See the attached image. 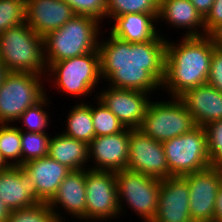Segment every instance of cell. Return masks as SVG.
Listing matches in <instances>:
<instances>
[{"instance_id":"cell-33","label":"cell","mask_w":222,"mask_h":222,"mask_svg":"<svg viewBox=\"0 0 222 222\" xmlns=\"http://www.w3.org/2000/svg\"><path fill=\"white\" fill-rule=\"evenodd\" d=\"M76 15L92 17L99 22L106 18V0H64Z\"/></svg>"},{"instance_id":"cell-32","label":"cell","mask_w":222,"mask_h":222,"mask_svg":"<svg viewBox=\"0 0 222 222\" xmlns=\"http://www.w3.org/2000/svg\"><path fill=\"white\" fill-rule=\"evenodd\" d=\"M205 129L211 167L222 168V120L209 123Z\"/></svg>"},{"instance_id":"cell-31","label":"cell","mask_w":222,"mask_h":222,"mask_svg":"<svg viewBox=\"0 0 222 222\" xmlns=\"http://www.w3.org/2000/svg\"><path fill=\"white\" fill-rule=\"evenodd\" d=\"M5 222H58L48 203H37L34 206L13 210Z\"/></svg>"},{"instance_id":"cell-8","label":"cell","mask_w":222,"mask_h":222,"mask_svg":"<svg viewBox=\"0 0 222 222\" xmlns=\"http://www.w3.org/2000/svg\"><path fill=\"white\" fill-rule=\"evenodd\" d=\"M196 127L192 115L182 100L179 97H172L167 101H150L140 130L163 143Z\"/></svg>"},{"instance_id":"cell-5","label":"cell","mask_w":222,"mask_h":222,"mask_svg":"<svg viewBox=\"0 0 222 222\" xmlns=\"http://www.w3.org/2000/svg\"><path fill=\"white\" fill-rule=\"evenodd\" d=\"M46 80L53 81L57 90L73 97H87L101 82L99 51L53 62L46 73ZM49 77V78H48ZM52 80V81H51Z\"/></svg>"},{"instance_id":"cell-36","label":"cell","mask_w":222,"mask_h":222,"mask_svg":"<svg viewBox=\"0 0 222 222\" xmlns=\"http://www.w3.org/2000/svg\"><path fill=\"white\" fill-rule=\"evenodd\" d=\"M215 0H190L195 9L201 14L203 18L211 10Z\"/></svg>"},{"instance_id":"cell-23","label":"cell","mask_w":222,"mask_h":222,"mask_svg":"<svg viewBox=\"0 0 222 222\" xmlns=\"http://www.w3.org/2000/svg\"><path fill=\"white\" fill-rule=\"evenodd\" d=\"M48 156L71 171L89 169L85 166L90 161L88 144L62 132L50 138Z\"/></svg>"},{"instance_id":"cell-4","label":"cell","mask_w":222,"mask_h":222,"mask_svg":"<svg viewBox=\"0 0 222 222\" xmlns=\"http://www.w3.org/2000/svg\"><path fill=\"white\" fill-rule=\"evenodd\" d=\"M0 61L8 72H27L46 76L44 38L27 23L0 34Z\"/></svg>"},{"instance_id":"cell-38","label":"cell","mask_w":222,"mask_h":222,"mask_svg":"<svg viewBox=\"0 0 222 222\" xmlns=\"http://www.w3.org/2000/svg\"><path fill=\"white\" fill-rule=\"evenodd\" d=\"M214 222H222V184L217 193Z\"/></svg>"},{"instance_id":"cell-3","label":"cell","mask_w":222,"mask_h":222,"mask_svg":"<svg viewBox=\"0 0 222 222\" xmlns=\"http://www.w3.org/2000/svg\"><path fill=\"white\" fill-rule=\"evenodd\" d=\"M101 23L89 16L75 15L61 28L43 37L47 68L53 62L99 51Z\"/></svg>"},{"instance_id":"cell-20","label":"cell","mask_w":222,"mask_h":222,"mask_svg":"<svg viewBox=\"0 0 222 222\" xmlns=\"http://www.w3.org/2000/svg\"><path fill=\"white\" fill-rule=\"evenodd\" d=\"M21 167L34 181L38 196L48 203L71 170L49 156L27 161Z\"/></svg>"},{"instance_id":"cell-18","label":"cell","mask_w":222,"mask_h":222,"mask_svg":"<svg viewBox=\"0 0 222 222\" xmlns=\"http://www.w3.org/2000/svg\"><path fill=\"white\" fill-rule=\"evenodd\" d=\"M75 15L71 6L64 0L26 2V23L41 37L58 30Z\"/></svg>"},{"instance_id":"cell-29","label":"cell","mask_w":222,"mask_h":222,"mask_svg":"<svg viewBox=\"0 0 222 222\" xmlns=\"http://www.w3.org/2000/svg\"><path fill=\"white\" fill-rule=\"evenodd\" d=\"M50 137L48 133L21 131V165L48 156Z\"/></svg>"},{"instance_id":"cell-27","label":"cell","mask_w":222,"mask_h":222,"mask_svg":"<svg viewBox=\"0 0 222 222\" xmlns=\"http://www.w3.org/2000/svg\"><path fill=\"white\" fill-rule=\"evenodd\" d=\"M13 124H0V152L11 166H21V131Z\"/></svg>"},{"instance_id":"cell-9","label":"cell","mask_w":222,"mask_h":222,"mask_svg":"<svg viewBox=\"0 0 222 222\" xmlns=\"http://www.w3.org/2000/svg\"><path fill=\"white\" fill-rule=\"evenodd\" d=\"M163 149L172 176H183L211 166L205 127L197 126L188 133L164 141Z\"/></svg>"},{"instance_id":"cell-28","label":"cell","mask_w":222,"mask_h":222,"mask_svg":"<svg viewBox=\"0 0 222 222\" xmlns=\"http://www.w3.org/2000/svg\"><path fill=\"white\" fill-rule=\"evenodd\" d=\"M98 104H91L93 126L96 136H108L124 131L126 128L118 118L96 97Z\"/></svg>"},{"instance_id":"cell-30","label":"cell","mask_w":222,"mask_h":222,"mask_svg":"<svg viewBox=\"0 0 222 222\" xmlns=\"http://www.w3.org/2000/svg\"><path fill=\"white\" fill-rule=\"evenodd\" d=\"M26 22V2L0 0V34Z\"/></svg>"},{"instance_id":"cell-14","label":"cell","mask_w":222,"mask_h":222,"mask_svg":"<svg viewBox=\"0 0 222 222\" xmlns=\"http://www.w3.org/2000/svg\"><path fill=\"white\" fill-rule=\"evenodd\" d=\"M130 129L108 135L96 136L89 144L90 170L117 172L127 169ZM96 164V165H95Z\"/></svg>"},{"instance_id":"cell-11","label":"cell","mask_w":222,"mask_h":222,"mask_svg":"<svg viewBox=\"0 0 222 222\" xmlns=\"http://www.w3.org/2000/svg\"><path fill=\"white\" fill-rule=\"evenodd\" d=\"M189 185V208L193 222H214L216 198L222 184V168L205 170L182 176Z\"/></svg>"},{"instance_id":"cell-37","label":"cell","mask_w":222,"mask_h":222,"mask_svg":"<svg viewBox=\"0 0 222 222\" xmlns=\"http://www.w3.org/2000/svg\"><path fill=\"white\" fill-rule=\"evenodd\" d=\"M207 36L216 49L222 50V24L216 26Z\"/></svg>"},{"instance_id":"cell-13","label":"cell","mask_w":222,"mask_h":222,"mask_svg":"<svg viewBox=\"0 0 222 222\" xmlns=\"http://www.w3.org/2000/svg\"><path fill=\"white\" fill-rule=\"evenodd\" d=\"M96 97L118 118L125 128L140 129L151 94L141 91L117 89L106 84ZM98 95V96H97ZM151 98V99H150Z\"/></svg>"},{"instance_id":"cell-10","label":"cell","mask_w":222,"mask_h":222,"mask_svg":"<svg viewBox=\"0 0 222 222\" xmlns=\"http://www.w3.org/2000/svg\"><path fill=\"white\" fill-rule=\"evenodd\" d=\"M85 189L87 222L120 218L115 172L85 169Z\"/></svg>"},{"instance_id":"cell-12","label":"cell","mask_w":222,"mask_h":222,"mask_svg":"<svg viewBox=\"0 0 222 222\" xmlns=\"http://www.w3.org/2000/svg\"><path fill=\"white\" fill-rule=\"evenodd\" d=\"M127 169L160 180L173 177L169 172L163 143L140 129H130Z\"/></svg>"},{"instance_id":"cell-2","label":"cell","mask_w":222,"mask_h":222,"mask_svg":"<svg viewBox=\"0 0 222 222\" xmlns=\"http://www.w3.org/2000/svg\"><path fill=\"white\" fill-rule=\"evenodd\" d=\"M166 41L165 75L161 90L179 97L187 89L208 83L211 58L216 49L208 36ZM178 43V44H177Z\"/></svg>"},{"instance_id":"cell-39","label":"cell","mask_w":222,"mask_h":222,"mask_svg":"<svg viewBox=\"0 0 222 222\" xmlns=\"http://www.w3.org/2000/svg\"><path fill=\"white\" fill-rule=\"evenodd\" d=\"M10 212L5 203L0 199V222H5Z\"/></svg>"},{"instance_id":"cell-24","label":"cell","mask_w":222,"mask_h":222,"mask_svg":"<svg viewBox=\"0 0 222 222\" xmlns=\"http://www.w3.org/2000/svg\"><path fill=\"white\" fill-rule=\"evenodd\" d=\"M66 117V128L61 132L73 139L89 144L95 138V131L91 113V103H76Z\"/></svg>"},{"instance_id":"cell-15","label":"cell","mask_w":222,"mask_h":222,"mask_svg":"<svg viewBox=\"0 0 222 222\" xmlns=\"http://www.w3.org/2000/svg\"><path fill=\"white\" fill-rule=\"evenodd\" d=\"M189 195V185L182 176L161 180L158 208L152 222H193Z\"/></svg>"},{"instance_id":"cell-19","label":"cell","mask_w":222,"mask_h":222,"mask_svg":"<svg viewBox=\"0 0 222 222\" xmlns=\"http://www.w3.org/2000/svg\"><path fill=\"white\" fill-rule=\"evenodd\" d=\"M179 98L192 115L197 126L222 120V92L210 84L187 89Z\"/></svg>"},{"instance_id":"cell-25","label":"cell","mask_w":222,"mask_h":222,"mask_svg":"<svg viewBox=\"0 0 222 222\" xmlns=\"http://www.w3.org/2000/svg\"><path fill=\"white\" fill-rule=\"evenodd\" d=\"M129 13L151 14L157 19L159 0H106V19Z\"/></svg>"},{"instance_id":"cell-40","label":"cell","mask_w":222,"mask_h":222,"mask_svg":"<svg viewBox=\"0 0 222 222\" xmlns=\"http://www.w3.org/2000/svg\"><path fill=\"white\" fill-rule=\"evenodd\" d=\"M11 165L5 160L2 153L0 152V172L9 168Z\"/></svg>"},{"instance_id":"cell-34","label":"cell","mask_w":222,"mask_h":222,"mask_svg":"<svg viewBox=\"0 0 222 222\" xmlns=\"http://www.w3.org/2000/svg\"><path fill=\"white\" fill-rule=\"evenodd\" d=\"M208 84L222 92V50H214L211 58Z\"/></svg>"},{"instance_id":"cell-41","label":"cell","mask_w":222,"mask_h":222,"mask_svg":"<svg viewBox=\"0 0 222 222\" xmlns=\"http://www.w3.org/2000/svg\"><path fill=\"white\" fill-rule=\"evenodd\" d=\"M7 70L3 63L0 61V86L2 84V81L4 80L5 75L7 74Z\"/></svg>"},{"instance_id":"cell-16","label":"cell","mask_w":222,"mask_h":222,"mask_svg":"<svg viewBox=\"0 0 222 222\" xmlns=\"http://www.w3.org/2000/svg\"><path fill=\"white\" fill-rule=\"evenodd\" d=\"M0 199L10 211L43 203L35 183L21 166H10L0 172Z\"/></svg>"},{"instance_id":"cell-21","label":"cell","mask_w":222,"mask_h":222,"mask_svg":"<svg viewBox=\"0 0 222 222\" xmlns=\"http://www.w3.org/2000/svg\"><path fill=\"white\" fill-rule=\"evenodd\" d=\"M165 21L177 29H188L183 37L207 36L204 18L195 9L190 0H159L157 22ZM201 31V33H200Z\"/></svg>"},{"instance_id":"cell-7","label":"cell","mask_w":222,"mask_h":222,"mask_svg":"<svg viewBox=\"0 0 222 222\" xmlns=\"http://www.w3.org/2000/svg\"><path fill=\"white\" fill-rule=\"evenodd\" d=\"M115 176L120 216L126 203L143 222H152L158 208L161 180L128 169L115 172Z\"/></svg>"},{"instance_id":"cell-35","label":"cell","mask_w":222,"mask_h":222,"mask_svg":"<svg viewBox=\"0 0 222 222\" xmlns=\"http://www.w3.org/2000/svg\"><path fill=\"white\" fill-rule=\"evenodd\" d=\"M220 24H222V0H215L211 10L204 18L207 35Z\"/></svg>"},{"instance_id":"cell-26","label":"cell","mask_w":222,"mask_h":222,"mask_svg":"<svg viewBox=\"0 0 222 222\" xmlns=\"http://www.w3.org/2000/svg\"><path fill=\"white\" fill-rule=\"evenodd\" d=\"M47 94L34 106L29 107L19 118L18 122L22 121L21 126L18 127L20 131L48 133L46 128L49 126V119L51 115L45 109L48 104H52ZM50 102V103H49ZM24 129V130H23Z\"/></svg>"},{"instance_id":"cell-17","label":"cell","mask_w":222,"mask_h":222,"mask_svg":"<svg viewBox=\"0 0 222 222\" xmlns=\"http://www.w3.org/2000/svg\"><path fill=\"white\" fill-rule=\"evenodd\" d=\"M48 205L55 214L58 222H66L59 211L65 210L69 216H73L80 221L86 220V189H85V169L71 171L61 182L54 197ZM59 207V208H58ZM62 208V209H61ZM56 209V210H55ZM61 216V217H60ZM64 219V220H63Z\"/></svg>"},{"instance_id":"cell-22","label":"cell","mask_w":222,"mask_h":222,"mask_svg":"<svg viewBox=\"0 0 222 222\" xmlns=\"http://www.w3.org/2000/svg\"><path fill=\"white\" fill-rule=\"evenodd\" d=\"M157 19L151 14L129 13L116 17L112 22L110 33L124 41L146 42L160 34ZM157 25H156V24Z\"/></svg>"},{"instance_id":"cell-1","label":"cell","mask_w":222,"mask_h":222,"mask_svg":"<svg viewBox=\"0 0 222 222\" xmlns=\"http://www.w3.org/2000/svg\"><path fill=\"white\" fill-rule=\"evenodd\" d=\"M166 41L158 34L153 40L130 43L109 32L98 46L102 80L113 88L154 93L164 80Z\"/></svg>"},{"instance_id":"cell-6","label":"cell","mask_w":222,"mask_h":222,"mask_svg":"<svg viewBox=\"0 0 222 222\" xmlns=\"http://www.w3.org/2000/svg\"><path fill=\"white\" fill-rule=\"evenodd\" d=\"M43 77L46 78L27 72H7L0 86V124L18 122L29 107L46 95Z\"/></svg>"}]
</instances>
